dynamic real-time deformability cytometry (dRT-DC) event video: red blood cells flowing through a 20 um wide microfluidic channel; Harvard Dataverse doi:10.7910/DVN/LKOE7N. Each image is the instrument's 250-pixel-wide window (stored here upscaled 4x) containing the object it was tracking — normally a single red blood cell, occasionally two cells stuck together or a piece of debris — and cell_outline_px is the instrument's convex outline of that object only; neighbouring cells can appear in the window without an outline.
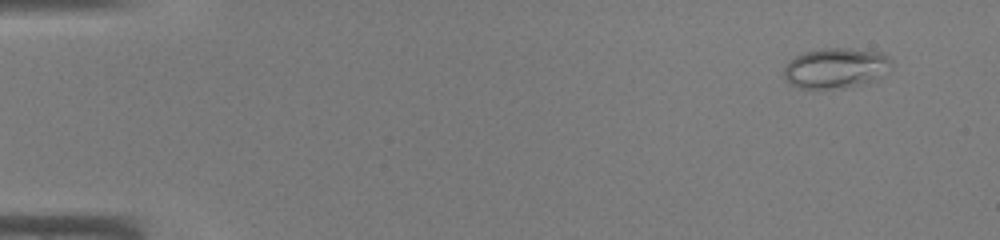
{"species": "common noctule bat (a hibernating species)", "species_latin": "Nyctalus noctula", "temperature_condition": "warm", "stored_images_in_passage": 43, "camera_frame_rate_fps": 3000, "um_per_image_px": 0.085, "animal": {"sex": "male", "body_mass_g": 19.0, "forearm_length_mm": 50.8}, "frame": {"image": 1, "passage_image": 1, "time_ms": 0.0, "image_size_px": [1000, 240], "cell_outline_px": [[892, 60], [884, 76], [880, 80], [864, 84], [844, 88], [796, 88], [784, 80], [784, 68], [796, 56], [804, 52], [824, 48], [844, 48], [884, 52]], "centroid_in_image_um": [71.08, 5.8], "position_along_channel_um": 13.9, "area_um2": 25.55}}
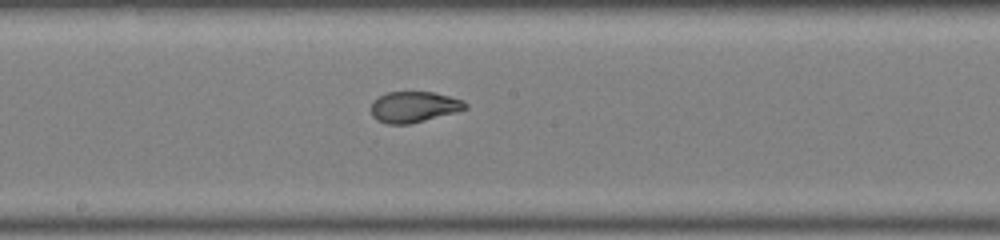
{"frame": {"image": 2, "passage_image": 23, "time_ms": 7.333, "image_size_px": [1000, 240], "cell_outline_px": [[468, 108], [456, 112], [408, 124], [388, 124], [376, 120], [372, 116], [372, 100], [388, 92], [432, 92], [464, 100], [468, 104]], "centroid_in_image_um": [35.18, 9.08], "position_along_channel_um": 213.0, "area_um2": 16.88}}
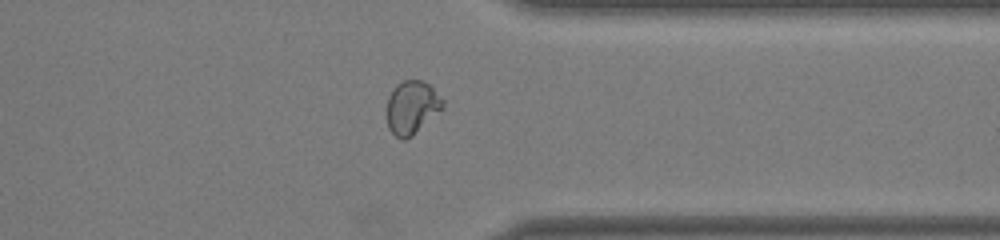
{"frame": {"image": 3, "passage_image": 34, "time_ms": 11.0, "image_size_px": [1000, 240], "cell_outline_px": [[444, 108], [412, 136], [404, 140], [400, 140], [388, 128], [388, 96], [392, 88], [396, 84], [404, 80], [424, 80], [444, 100]], "centroid_in_image_um": [35.02, 9.12], "position_along_channel_um": 376.4, "area_um2": 17.4}}